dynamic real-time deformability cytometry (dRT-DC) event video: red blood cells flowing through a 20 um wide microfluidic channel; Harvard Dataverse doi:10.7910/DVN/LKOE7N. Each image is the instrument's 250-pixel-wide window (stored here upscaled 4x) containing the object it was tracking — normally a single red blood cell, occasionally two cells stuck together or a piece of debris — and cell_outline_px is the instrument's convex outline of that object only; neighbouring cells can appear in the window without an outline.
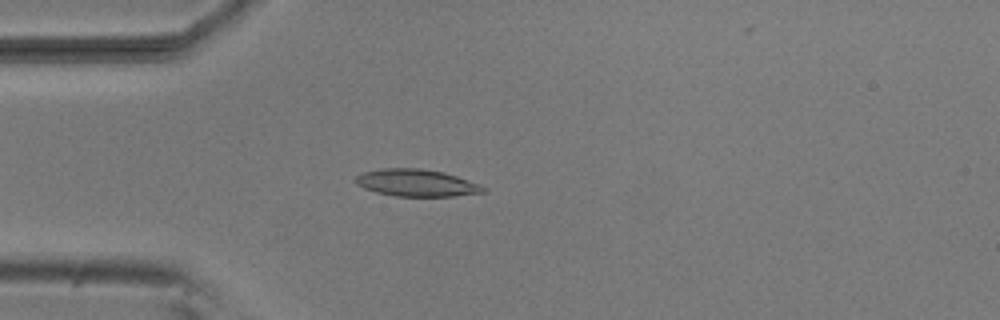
{"species": "common noctule bat (a hibernating species)", "species_latin": "Nyctalus noctula", "temperature_condition": "room temperature", "stored_images_in_passage": 31, "camera_frame_rate_fps": 3000, "um_per_image_px": 0.085, "animal": {"sex": "male", "body_mass_g": 20.5, "forearm_length_mm": 52.5}, "frame": {"image": 1, "passage_image": 4, "time_ms": 1.0, "image_size_px": [1000, 320], "cell_outline_px": [[488, 188], [484, 192], [452, 196], [396, 196], [376, 192], [364, 188], [356, 184], [352, 180], [356, 176], [364, 172], [384, 168], [420, 168], [444, 172], [480, 184]], "centroid_in_image_um": [35.39, 15.54], "position_along_channel_um": 49.6, "area_um2": 20.17}}
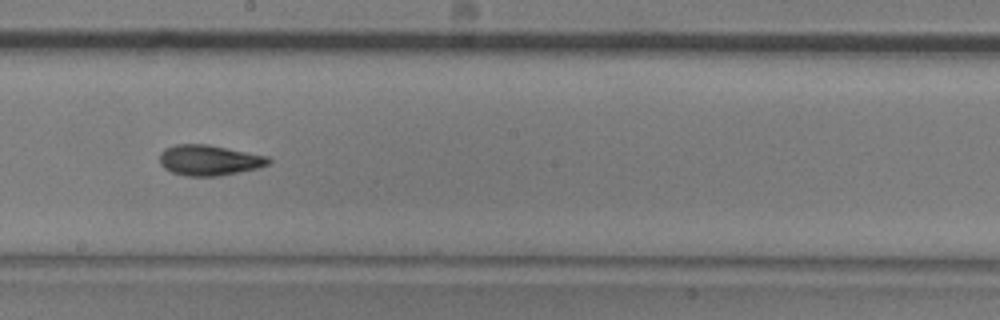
{"frame": {"image": 2, "passage_image": 19, "time_ms": 6.0, "image_size_px": [1000, 320], "cell_outline_px": [[272, 160], [268, 164], [256, 168], [220, 176], [188, 176], [172, 172], [164, 168], [160, 164], [160, 152], [164, 148], [176, 144], [208, 144], [268, 156]], "centroid_in_image_um": [17.76, 13.61], "position_along_channel_um": 230.4, "area_um2": 19.36}}
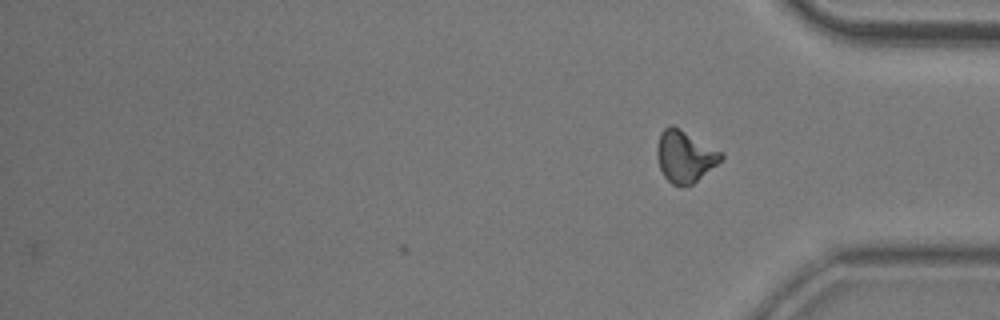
{"frame": {"image": 3, "passage_image": 31, "time_ms": 10.0, "image_size_px": [1000, 320], "cell_outline_px": [[724, 156], [716, 164], [692, 184], [680, 188], [672, 184], [664, 176], [660, 168], [656, 156], [656, 148], [660, 132], [668, 124], [672, 124], [680, 128], [724, 152]], "centroid_in_image_um": [58.19, 13.27], "position_along_channel_um": 377.0, "area_um2": 19.54}, "authors_computed_cell_mechanics": {"area_um2": 18.785, "velocity_mm_per_s": 3.809, "shape_relaxation_time_tau1_ms": 7.7593, "shape_relaxation_time_tau2_ms": 2.01, "deformation_change_tau1": 0.2068, "deformation_change_tau2": 0.092}}